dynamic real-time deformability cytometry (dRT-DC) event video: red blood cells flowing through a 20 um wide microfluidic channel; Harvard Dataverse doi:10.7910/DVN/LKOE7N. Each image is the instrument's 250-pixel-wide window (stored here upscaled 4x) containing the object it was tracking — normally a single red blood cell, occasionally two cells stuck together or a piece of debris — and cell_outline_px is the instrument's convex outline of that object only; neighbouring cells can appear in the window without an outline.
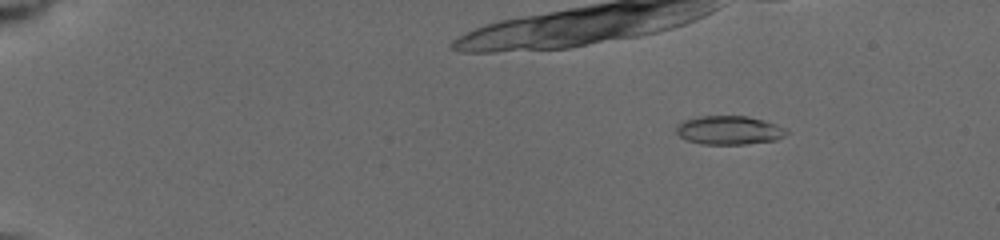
{"species": "common noctule bat (a hibernating species)", "species_latin": "Nyctalus noctula", "temperature_condition": "cold", "stored_images_in_passage": 35, "camera_frame_rate_fps": 3000, "um_per_image_px": 0.085, "animal": {"sex": "female", "body_mass_g": 19.5, "forearm_length_mm": 54.1}, "frame": {"image": 1, "passage_image": 1, "time_ms": 0.0, "image_size_px": [1000, 240], "cell_outline_px": [[788, 132], [784, 136], [776, 140], [744, 144], [700, 144], [688, 140], [680, 136], [676, 132], [676, 124], [680, 120], [700, 116], [748, 116], [764, 120], [788, 128]], "centroid_in_image_um": [61.97, 11.06], "position_along_channel_um": 23.0, "area_um2": 18.67}}